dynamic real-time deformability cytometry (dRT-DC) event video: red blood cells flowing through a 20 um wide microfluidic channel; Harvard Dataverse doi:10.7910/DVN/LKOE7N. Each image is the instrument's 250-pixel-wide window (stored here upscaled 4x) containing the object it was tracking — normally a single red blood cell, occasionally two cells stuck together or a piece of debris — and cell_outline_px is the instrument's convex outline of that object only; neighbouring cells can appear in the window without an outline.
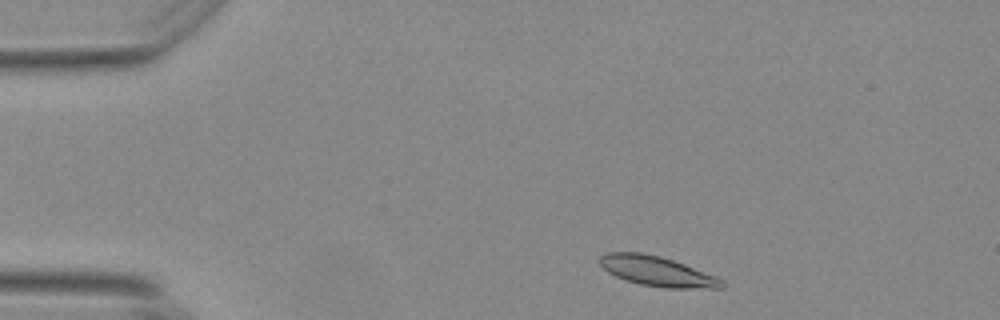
{"species": "Egyptian fruit bat (a non-hibernating species)", "species_latin": "Rousettus aegyptiacus", "temperature_condition": "warm", "stored_images_in_passage": 13, "camera_frame_rate_fps": 3000, "um_per_image_px": 0.085, "animal": {"sex": "female"}, "frame": {"image": 1, "passage_image": 3, "time_ms": 0.667, "image_size_px": [1000, 320], "cell_outline_px": [[724, 288], [664, 288], [640, 284], [616, 276], [608, 272], [600, 264], [600, 256], [604, 252], [640, 252], [660, 256], [684, 264], [716, 276], [724, 280]], "centroid_in_image_um": [55.87, 23.05], "position_along_channel_um": 29.1, "area_um2": 21.15}}
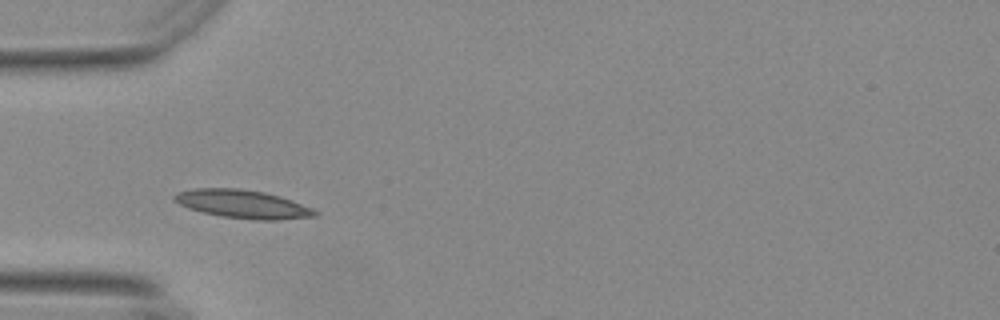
{"frame": {"image": 2, "passage_image": 11, "time_ms": 3.333, "image_size_px": [1000, 320], "cell_outline_px": [[320, 212], [316, 216], [280, 220], [252, 220], [220, 216], [188, 208], [172, 200], [172, 196], [176, 192], [196, 188], [236, 188], [264, 192], [280, 196], [292, 200], [312, 208]], "centroid_in_image_um": [20.63, 17.35], "position_along_channel_um": 64.4, "area_um2": 23.35}}